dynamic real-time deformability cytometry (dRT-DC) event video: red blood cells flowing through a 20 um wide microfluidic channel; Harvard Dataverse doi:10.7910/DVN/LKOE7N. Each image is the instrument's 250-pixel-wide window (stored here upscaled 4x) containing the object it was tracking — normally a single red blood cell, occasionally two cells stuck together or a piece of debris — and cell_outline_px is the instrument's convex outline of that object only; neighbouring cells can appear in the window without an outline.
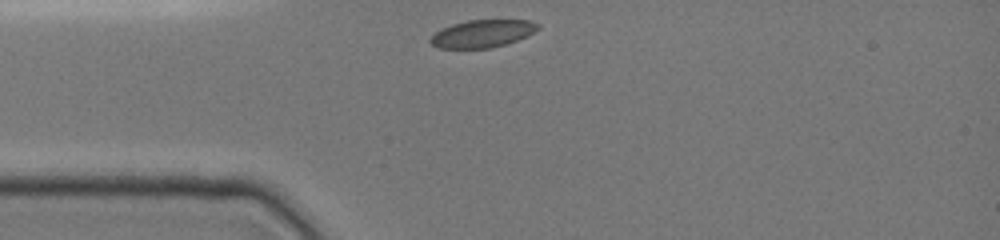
{"species": "common noctule bat (a hibernating species)", "species_latin": "Nyctalus noctula", "temperature_condition": "cold", "stored_images_in_passage": 3, "camera_frame_rate_fps": 3000, "um_per_image_px": 0.085, "animal": {"sex": "female", "body_mass_g": 19.0, "forearm_length_mm": 51.5}, "frame": {"image": 1, "passage_image": 1, "time_ms": 0.0, "image_size_px": [1000, 240], "cell_outline_px": [[540, 28], [516, 40], [504, 44], [488, 48], [436, 48], [428, 40], [436, 32], [452, 24], [468, 20], [528, 20], [540, 24]], "centroid_in_image_um": [40.98, 2.85], "position_along_channel_um": 44.0, "area_um2": 16.99}}
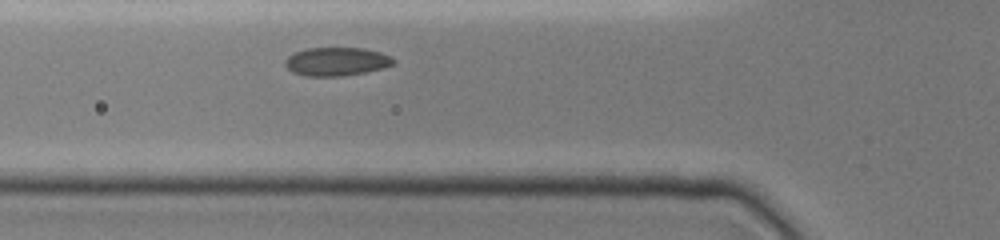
{"frame": {"image": 2, "passage_image": 3, "time_ms": 1.667, "image_size_px": [1000, 240], "cell_outline_px": [[396, 64], [384, 68], [368, 72], [340, 76], [308, 76], [292, 72], [284, 64], [284, 60], [288, 56], [296, 52], [308, 48], [364, 48], [380, 52], [396, 60]], "centroid_in_image_um": [28.63, 5.24], "position_along_channel_um": 97.2, "area_um2": 18.03}}